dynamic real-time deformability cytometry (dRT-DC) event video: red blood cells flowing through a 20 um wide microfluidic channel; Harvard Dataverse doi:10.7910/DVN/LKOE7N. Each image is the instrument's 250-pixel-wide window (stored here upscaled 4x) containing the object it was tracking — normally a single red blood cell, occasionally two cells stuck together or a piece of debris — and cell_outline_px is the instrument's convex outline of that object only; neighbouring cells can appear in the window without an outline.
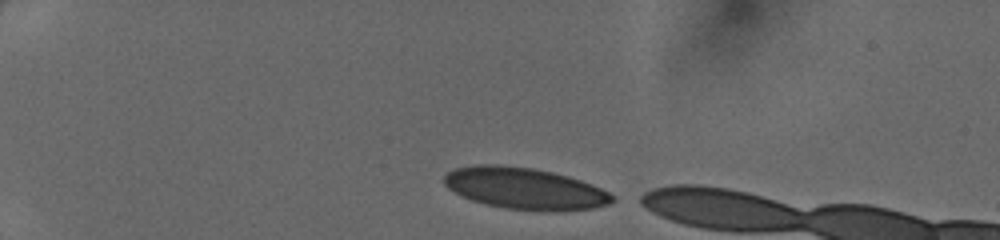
{"species": "human", "species_latin": "Homo sapiens", "temperature_condition": "cold", "stored_images_in_passage": 35, "camera_frame_rate_fps": 3000, "um_per_image_px": 0.085, "donor": {"sex": "female"}, "frame": {"image": 1, "passage_image": 1, "time_ms": 0.0, "image_size_px": [1000, 240], "cell_outline_px": [[616, 200], [608, 204], [592, 208], [556, 212], [504, 208], [472, 200], [448, 188], [444, 184], [444, 176], [448, 172], [456, 168], [476, 164], [500, 164], [532, 168], [552, 172], [568, 176], [592, 184], [616, 196]], "centroid_in_image_um": [44.63, 16.02], "position_along_channel_um": 40.4, "area_um2": 40.69}}
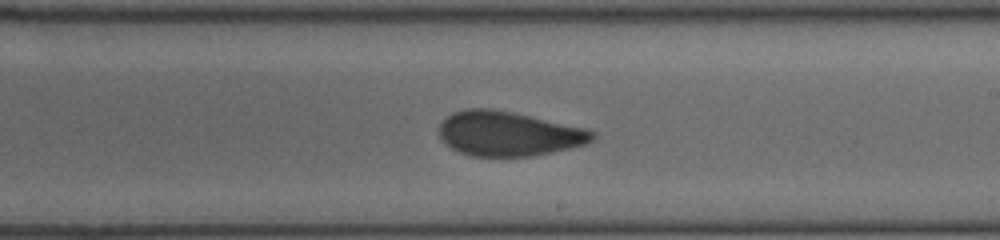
{"frame": {"image": 2, "passage_image": 20, "time_ms": 6.333, "image_size_px": [1000, 240], "cell_outline_px": [[596, 136], [592, 140], [584, 144], [552, 152], [532, 156], [472, 156], [460, 152], [452, 148], [436, 132], [440, 124], [452, 112], [468, 108], [492, 108], [512, 112], [584, 128], [596, 132]], "centroid_in_image_um": [43.19, 11.36], "position_along_channel_um": 245.8, "area_um2": 39.54}}
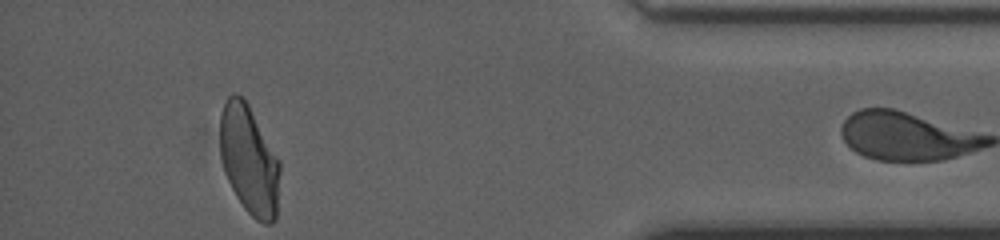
{"frame": {"image": 3, "passage_image": 34, "time_ms": 11.0, "image_size_px": [1000, 240], "cell_outline_px": [[280, 172], [276, 220], [272, 224], [264, 224], [256, 220], [244, 208], [236, 196], [224, 172], [220, 156], [220, 112], [228, 96], [236, 92], [248, 104], [280, 160]], "centroid_in_image_um": [21.18, 13.62], "position_along_channel_um": 414.0, "area_um2": 38.32}}